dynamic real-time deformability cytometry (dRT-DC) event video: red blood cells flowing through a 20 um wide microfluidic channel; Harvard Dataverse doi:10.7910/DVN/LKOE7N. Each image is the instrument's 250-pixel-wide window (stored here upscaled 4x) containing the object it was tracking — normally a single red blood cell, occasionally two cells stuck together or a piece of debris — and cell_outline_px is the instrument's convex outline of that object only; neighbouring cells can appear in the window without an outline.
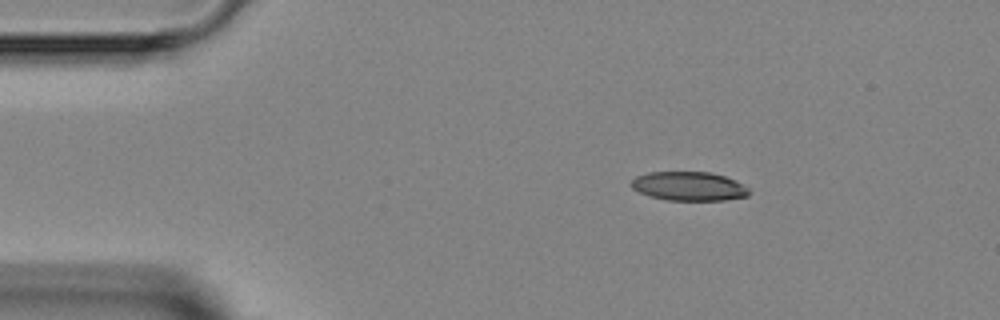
{"species": "Egyptian fruit bat (a non-hibernating species)", "species_latin": "Rousettus aegyptiacus", "temperature_condition": "room temperature", "stored_images_in_passage": 4, "camera_frame_rate_fps": 3000, "um_per_image_px": 0.085, "animal": {"sex": "female"}, "frame": {"image": 1, "passage_image": 2, "time_ms": 1.0, "image_size_px": [1000, 320], "cell_outline_px": [[752, 192], [748, 196], [724, 200], [668, 200], [652, 196], [640, 192], [632, 188], [628, 184], [636, 176], [648, 172], [712, 172], [736, 180], [744, 184]], "centroid_in_image_um": [58.59, 15.82], "position_along_channel_um": 26.4, "area_um2": 20.0}}